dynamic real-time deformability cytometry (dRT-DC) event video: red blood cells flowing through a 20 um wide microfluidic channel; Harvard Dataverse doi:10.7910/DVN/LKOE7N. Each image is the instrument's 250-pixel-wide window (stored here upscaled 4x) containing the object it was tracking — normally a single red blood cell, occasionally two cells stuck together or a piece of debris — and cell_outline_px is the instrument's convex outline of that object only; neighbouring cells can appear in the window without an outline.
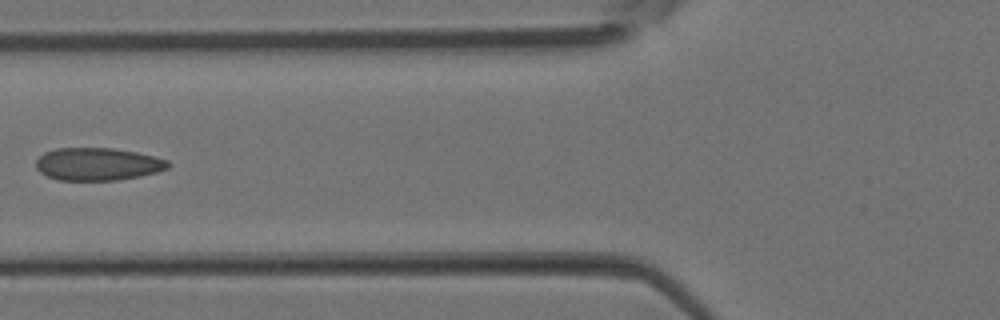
{"species": "Egyptian fruit bat (a non-hibernating species)", "species_latin": "Rousettus aegyptiacus", "temperature_condition": "room temperature", "stored_images_in_passage": 5, "camera_frame_rate_fps": 3000, "um_per_image_px": 0.085, "animal": {"sex": "female"}, "frame": {"image": 1, "passage_image": 5, "time_ms": 1.333, "image_size_px": [1000, 320], "cell_outline_px": [[172, 164], [168, 168], [156, 172], [140, 176], [120, 180], [60, 180], [48, 176], [40, 172], [36, 168], [36, 160], [44, 152], [56, 148], [112, 148], [136, 152], [168, 160]], "centroid_in_image_um": [8.31, 13.95], "position_along_channel_um": 117.5, "area_um2": 25.14}}